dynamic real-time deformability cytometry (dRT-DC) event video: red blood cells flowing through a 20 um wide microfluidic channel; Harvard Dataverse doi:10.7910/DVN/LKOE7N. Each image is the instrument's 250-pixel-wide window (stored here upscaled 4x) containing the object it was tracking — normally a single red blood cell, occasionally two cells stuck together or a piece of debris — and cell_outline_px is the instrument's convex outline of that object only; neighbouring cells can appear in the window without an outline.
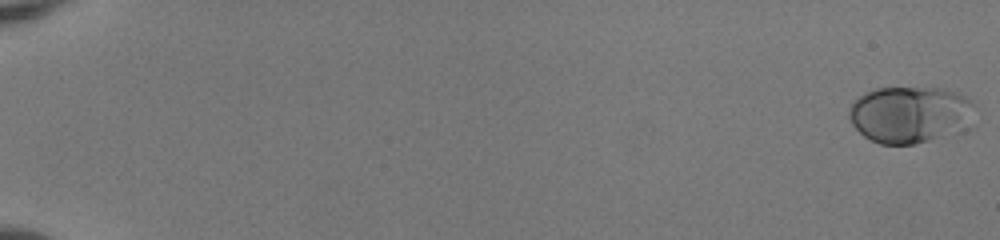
{"species": "human", "species_latin": "Homo sapiens", "temperature_condition": "room temperature", "stored_images_in_passage": 54, "camera_frame_rate_fps": 3000, "um_per_image_px": 0.085, "donor": {"sex": "female"}, "frame": {"image": 1, "passage_image": 1, "time_ms": 0.0, "image_size_px": [1000, 240], "cell_outline_px": [[976, 104], [964, 128], [960, 132], [912, 144], [880, 144], [864, 136], [852, 124], [848, 116], [848, 112], [852, 104], [860, 96], [876, 88], [944, 88], [956, 92], [964, 96]], "centroid_in_image_um": [77.34, 9.73], "position_along_channel_um": 7.7, "area_um2": 41.21}}
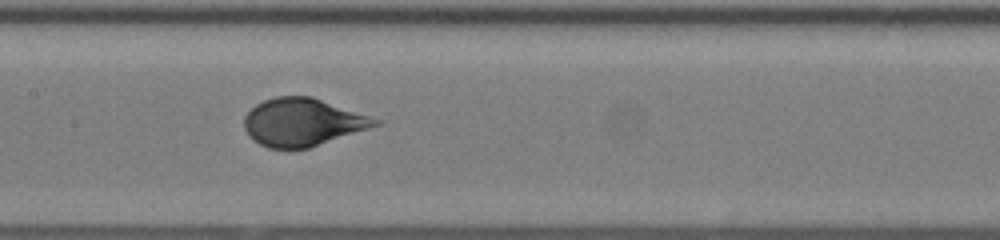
{"frame": {"image": 2, "passage_image": 30, "time_ms": 9.667, "image_size_px": [1000, 240], "cell_outline_px": [[384, 124], [308, 148], [268, 148], [260, 144], [248, 136], [244, 128], [244, 116], [256, 104], [264, 100], [276, 96], [312, 96], [384, 120]], "centroid_in_image_um": [25.77, 10.38], "position_along_channel_um": 181.6, "area_um2": 36.76}}
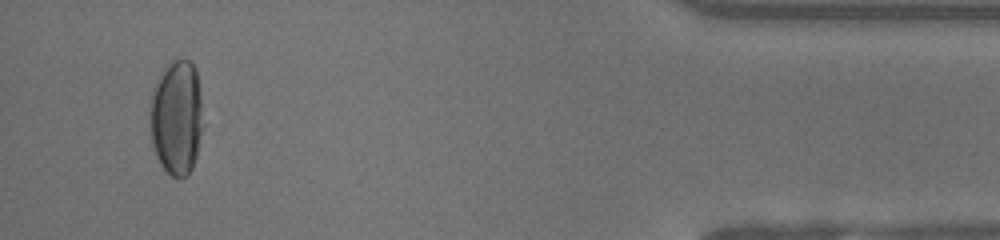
{"frame": {"image": 3, "passage_image": 52, "time_ms": 17.0, "image_size_px": [1000, 240], "cell_outline_px": [[204, 124], [196, 156], [192, 168], [180, 180], [176, 180], [160, 164], [156, 156], [152, 144], [148, 124], [148, 104], [152, 88], [168, 64], [172, 60], [192, 60], [196, 68], [200, 88]], "centroid_in_image_um": [14.99, 9.99], "position_along_channel_um": 420.2, "area_um2": 36.59}, "authors_computed_cell_mechanics": {"area_um2": 37.5411, "velocity_mm_per_s": 3.9889, "shape_relaxation_time_tau1_ms": 3.1545, "shape_relaxation_time_tau2_ms": null, "deformation_change_tau1": 0.1815, "deformation_change_tau2": null}}